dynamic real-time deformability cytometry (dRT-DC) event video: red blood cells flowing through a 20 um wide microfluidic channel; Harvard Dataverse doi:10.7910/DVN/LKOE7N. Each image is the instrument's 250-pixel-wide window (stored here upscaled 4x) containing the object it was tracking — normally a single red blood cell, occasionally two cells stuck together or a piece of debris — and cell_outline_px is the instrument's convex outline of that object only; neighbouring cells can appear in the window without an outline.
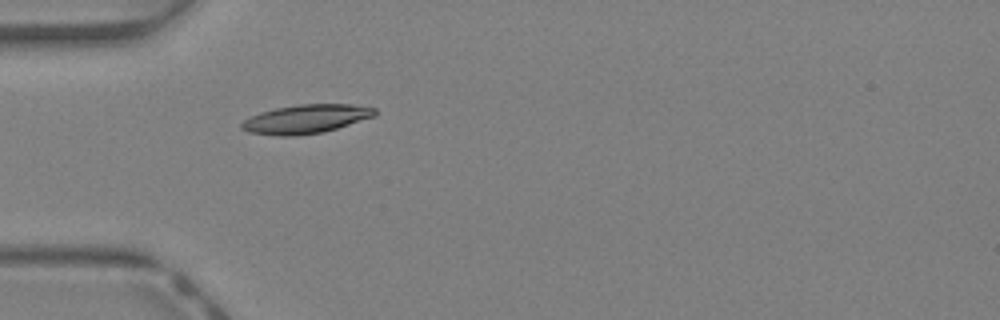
{"species": "Egyptian fruit bat (a non-hibernating species)", "species_latin": "Rousettus aegyptiacus", "temperature_condition": "warm", "stored_images_in_passage": 31, "camera_frame_rate_fps": 3000, "um_per_image_px": 0.085, "animal": {"sex": "female"}, "frame": {"image": 1, "passage_image": 1, "time_ms": 0.0, "image_size_px": [1000, 320], "cell_outline_px": [[376, 116], [324, 132], [296, 136], [280, 136], [248, 132], [240, 128], [240, 124], [244, 120], [260, 112], [276, 108], [300, 104], [352, 104], [376, 108]], "centroid_in_image_um": [26.01, 10.12], "position_along_channel_um": 59.0, "area_um2": 22.43}}
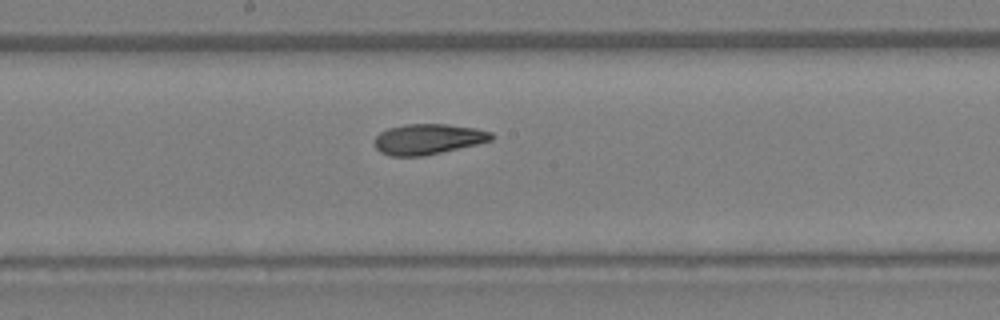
{"frame": {"image": 2, "passage_image": 11, "time_ms": 3.333, "image_size_px": [1000, 320], "cell_outline_px": [[492, 140], [476, 144], [424, 156], [388, 156], [380, 152], [376, 148], [372, 140], [380, 132], [388, 128], [404, 124], [448, 124], [476, 128], [492, 132]], "centroid_in_image_um": [36.33, 11.82], "position_along_channel_um": 211.9, "area_um2": 20.87}}
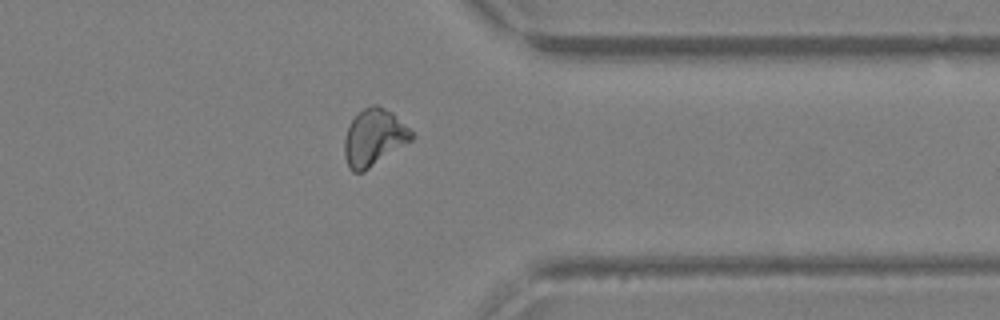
{"frame": {"image": 3, "passage_image": 22, "time_ms": 7.0, "image_size_px": [1000, 320], "cell_outline_px": [[416, 136], [412, 140], [364, 172], [352, 172], [348, 168], [344, 156], [344, 140], [348, 124], [364, 108], [372, 104], [376, 104], [392, 112]], "centroid_in_image_um": [31.76, 11.71], "position_along_channel_um": 379.6, "area_um2": 22.25}, "authors_computed_cell_mechanics": {"area_um2": 21.2704, "velocity_mm_per_s": 4.7401, "shape_relaxation_time_tau1_ms": 6.4303, "shape_relaxation_time_tau2_ms": 3.3408, "deformation_change_tau1": 0.1671, "deformation_change_tau2": 0.0759}}